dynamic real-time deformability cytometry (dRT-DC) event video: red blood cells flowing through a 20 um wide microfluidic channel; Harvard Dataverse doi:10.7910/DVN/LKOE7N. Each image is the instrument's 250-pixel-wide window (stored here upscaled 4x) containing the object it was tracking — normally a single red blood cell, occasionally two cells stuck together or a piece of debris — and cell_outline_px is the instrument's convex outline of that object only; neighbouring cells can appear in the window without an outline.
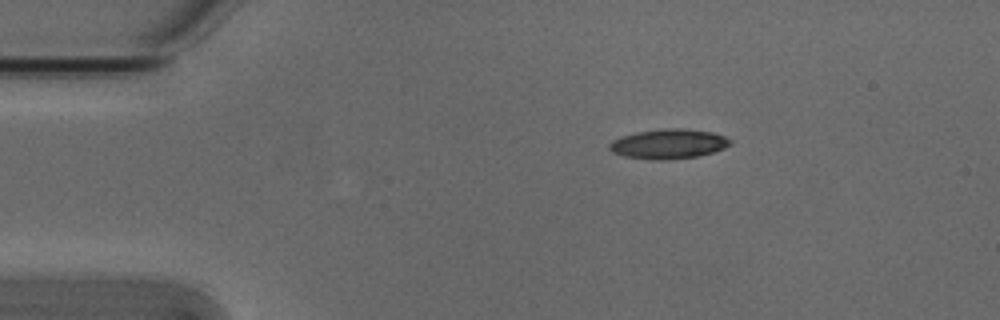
{"species": "Egyptian fruit bat (a non-hibernating species)", "species_latin": "Rousettus aegyptiacus", "temperature_condition": "cold", "stored_images_in_passage": 3, "camera_frame_rate_fps": 3000, "um_per_image_px": 0.085, "animal": {"sex": "male"}, "frame": {"image": 1, "passage_image": 1, "time_ms": 0.0, "image_size_px": [1000, 320], "cell_outline_px": [[732, 144], [724, 148], [700, 156], [668, 160], [652, 160], [624, 156], [612, 152], [608, 148], [608, 144], [612, 140], [636, 132], [664, 128], [684, 128], [712, 132], [724, 136], [732, 140]], "centroid_in_image_um": [56.83, 12.23], "position_along_channel_um": 28.2, "area_um2": 21.1}}